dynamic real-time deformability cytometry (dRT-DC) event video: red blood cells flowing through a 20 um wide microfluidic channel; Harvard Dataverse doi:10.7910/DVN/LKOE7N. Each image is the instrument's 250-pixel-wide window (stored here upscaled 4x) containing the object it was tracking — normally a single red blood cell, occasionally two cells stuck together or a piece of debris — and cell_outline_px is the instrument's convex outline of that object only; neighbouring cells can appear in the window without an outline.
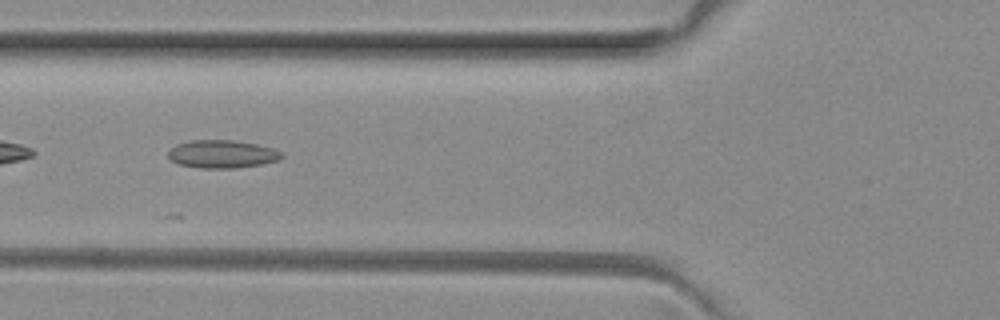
{"species": "common noctule bat (a hibernating species)", "species_latin": "Nyctalus noctula", "temperature_condition": "room temperature", "stored_images_in_passage": 9, "camera_frame_rate_fps": 3000, "um_per_image_px": 0.085, "animal": {"sex": "female", "body_mass_g": 29.2, "forearm_length_mm": 56.3}, "frame": {"image": 1, "passage_image": 6, "time_ms": 1.667, "image_size_px": [1000, 320], "cell_outline_px": [[284, 156], [280, 160], [260, 164], [236, 168], [200, 168], [180, 164], [172, 160], [168, 156], [168, 152], [176, 144], [188, 140], [232, 140], [256, 144], [272, 148], [280, 152]], "centroid_in_image_um": [18.88, 13.09], "position_along_channel_um": 106.9, "area_um2": 18.38}}
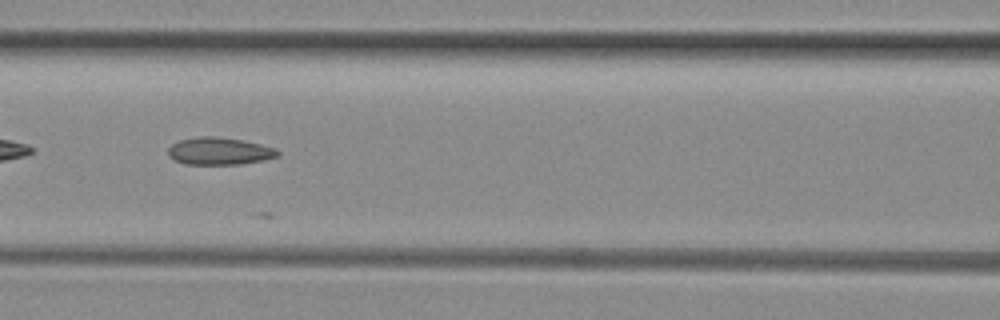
{"frame": {"image": 2, "passage_image": 7, "time_ms": 2.0, "image_size_px": [1000, 320], "cell_outline_px": [[280, 156], [240, 164], [184, 164], [168, 156], [168, 148], [172, 144], [180, 140], [200, 136], [216, 136], [244, 140], [276, 148], [280, 152]], "centroid_in_image_um": [18.65, 12.84], "position_along_channel_um": 148.0, "area_um2": 17.46}}
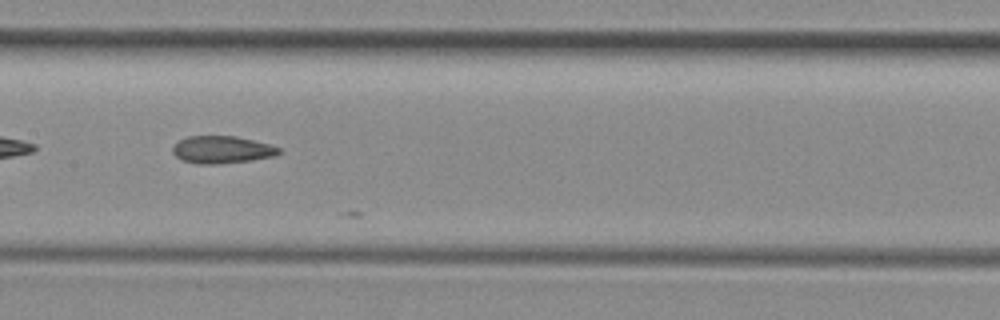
{"frame": {"image": 3, "passage_image": 8, "time_ms": 2.333, "image_size_px": [1000, 320], "cell_outline_px": [[280, 152], [272, 156], [252, 160], [216, 164], [200, 164], [184, 160], [176, 156], [172, 152], [172, 148], [180, 140], [188, 136], [236, 136], [268, 144], [280, 148]], "centroid_in_image_um": [18.85, 12.72], "position_along_channel_um": 188.6, "area_um2": 16.65}}